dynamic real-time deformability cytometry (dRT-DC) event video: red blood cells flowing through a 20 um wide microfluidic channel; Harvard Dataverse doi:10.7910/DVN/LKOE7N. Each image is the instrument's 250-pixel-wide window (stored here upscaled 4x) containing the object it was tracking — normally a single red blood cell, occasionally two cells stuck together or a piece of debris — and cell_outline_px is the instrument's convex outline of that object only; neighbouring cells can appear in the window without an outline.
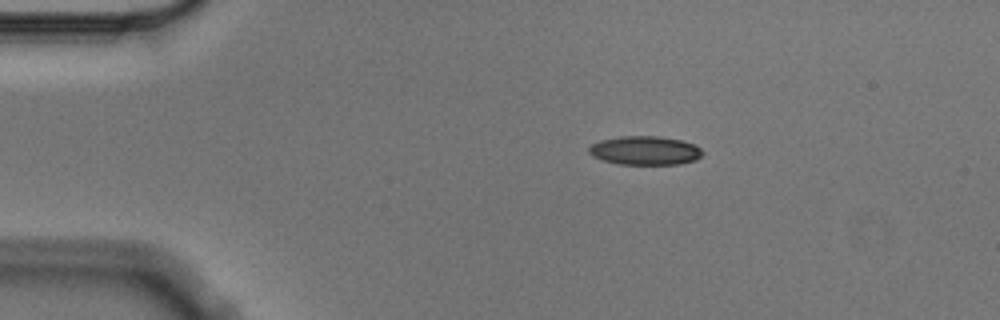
{"species": "Egyptian fruit bat (a non-hibernating species)", "species_latin": "Rousettus aegyptiacus", "temperature_condition": "cold", "stored_images_in_passage": 8, "camera_frame_rate_fps": 3000, "um_per_image_px": 0.085, "animal": {"sex": "male"}, "frame": {"image": 1, "passage_image": 1, "time_ms": 0.0, "image_size_px": [1000, 320], "cell_outline_px": [[704, 152], [696, 160], [680, 164], [616, 164], [592, 156], [588, 152], [588, 148], [592, 144], [600, 140], [620, 136], [660, 136], [680, 140], [692, 144], [700, 148]], "centroid_in_image_um": [54.81, 12.79], "position_along_channel_um": 30.2, "area_um2": 19.07}}
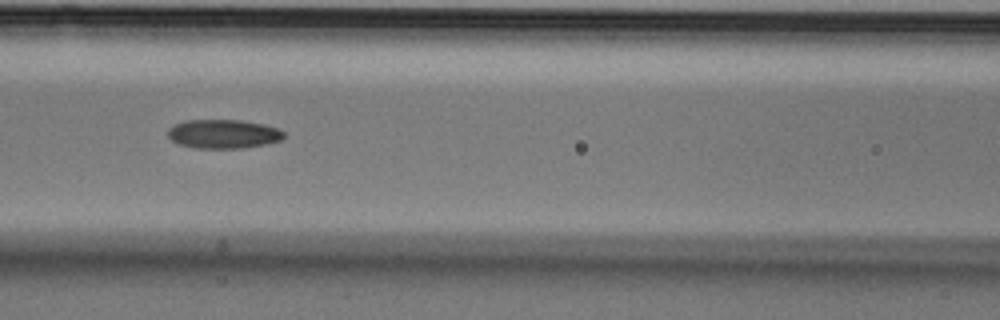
{"frame": {"image": 2, "passage_image": 5, "time_ms": 1.333, "image_size_px": [1000, 320], "cell_outline_px": [[284, 136], [280, 140], [264, 144], [240, 148], [192, 148], [176, 144], [168, 136], [168, 128], [172, 124], [184, 120], [244, 120], [264, 124], [276, 128], [284, 132]], "centroid_in_image_um": [18.91, 11.38], "position_along_channel_um": 147.7, "area_um2": 19.71}}
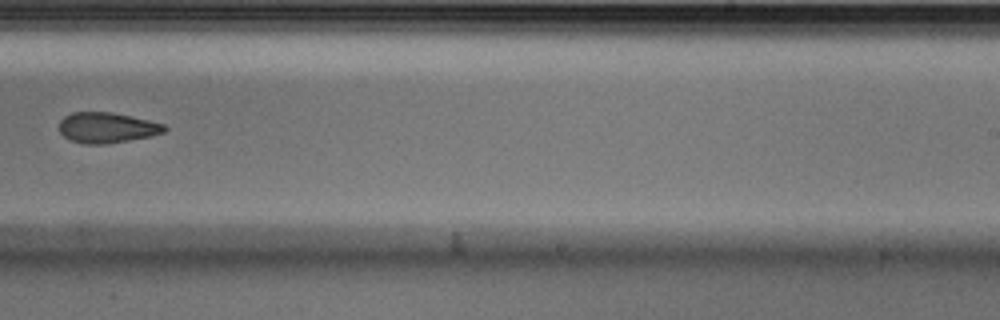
{"frame": {"image": 3, "passage_image": 8, "time_ms": 2.333, "image_size_px": [1000, 320], "cell_outline_px": [[168, 128], [164, 132], [148, 136], [128, 140], [104, 144], [84, 144], [72, 140], [64, 136], [60, 132], [60, 120], [64, 116], [72, 112], [112, 112], [132, 116], [164, 124]], "centroid_in_image_um": [9.08, 10.84], "position_along_channel_um": 279.9, "area_um2": 18.55}}